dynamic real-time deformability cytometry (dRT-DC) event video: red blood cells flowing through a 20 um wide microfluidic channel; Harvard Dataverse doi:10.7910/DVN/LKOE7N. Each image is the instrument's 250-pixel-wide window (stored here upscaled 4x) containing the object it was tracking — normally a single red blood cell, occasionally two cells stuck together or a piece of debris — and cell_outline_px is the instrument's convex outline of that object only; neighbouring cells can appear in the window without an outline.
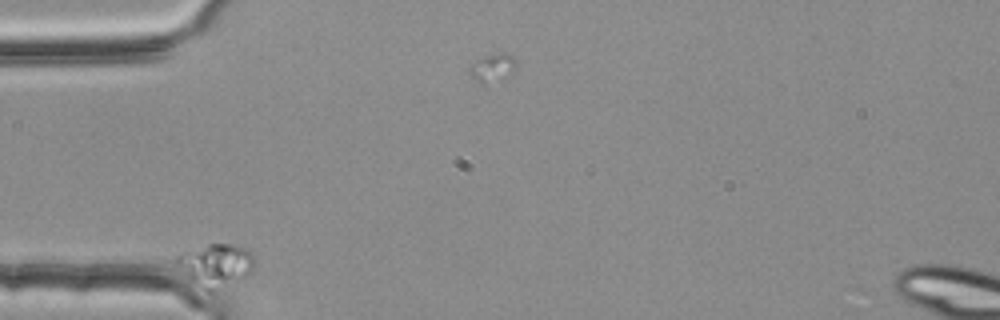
{"species": "common noctule bat (a hibernating species)", "species_latin": "Nyctalus noctula", "temperature_condition": "room temperature", "stored_images_in_passage": 2, "camera_frame_rate_fps": 3000, "um_per_image_px": 0.085, "animal": {"sex": "female", "body_mass_g": 25.1}, "frame": {"image": 1, "passage_image": 1, "time_ms": 0.0, "image_size_px": [1000, 320], "cell_outline_px": [[256, 260], [252, 272], [212, 296], [188, 280], [176, 264], [176, 256], [184, 252], [208, 244], [232, 244], [248, 248]], "centroid_in_image_um": [18.35, 22.6], "position_along_channel_um": 66.6, "area_um2": 20.17}}
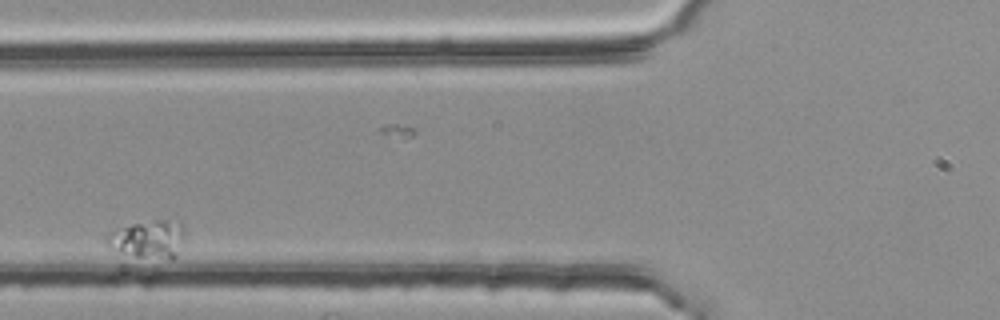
{"frame": {"image": 2, "passage_image": 2, "time_ms": 0.333, "image_size_px": [1000, 320], "cell_outline_px": [[184, 236], [176, 256], [172, 260], [136, 256], [120, 252], [108, 248], [104, 244], [104, 240], [112, 232], [132, 224], [156, 220], [180, 220], [184, 228]], "centroid_in_image_um": [12.62, 20.34], "position_along_channel_um": 113.2, "area_um2": 17.22}}